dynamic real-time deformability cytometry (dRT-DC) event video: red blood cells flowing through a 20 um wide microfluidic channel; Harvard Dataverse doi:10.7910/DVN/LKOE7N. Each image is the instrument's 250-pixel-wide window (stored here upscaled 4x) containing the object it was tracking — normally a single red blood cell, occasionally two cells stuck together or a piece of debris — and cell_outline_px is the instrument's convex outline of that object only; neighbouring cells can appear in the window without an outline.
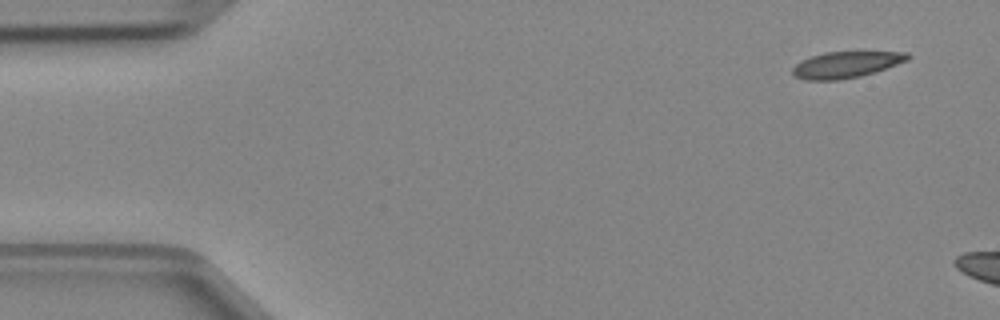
{"species": "Egyptian fruit bat (a non-hibernating species)", "species_latin": "Rousettus aegyptiacus", "temperature_condition": "cold", "stored_images_in_passage": 3, "camera_frame_rate_fps": 3000, "um_per_image_px": 0.085, "animal": {"sex": "female"}, "frame": {"image": 1, "passage_image": 1, "time_ms": 0.0, "image_size_px": [1000, 320], "cell_outline_px": [[912, 56], [908, 60], [876, 72], [860, 76], [840, 80], [804, 80], [796, 76], [792, 72], [792, 68], [800, 60], [824, 52], [908, 52]], "centroid_in_image_um": [71.92, 5.5], "position_along_channel_um": 13.1, "area_um2": 17.69}}